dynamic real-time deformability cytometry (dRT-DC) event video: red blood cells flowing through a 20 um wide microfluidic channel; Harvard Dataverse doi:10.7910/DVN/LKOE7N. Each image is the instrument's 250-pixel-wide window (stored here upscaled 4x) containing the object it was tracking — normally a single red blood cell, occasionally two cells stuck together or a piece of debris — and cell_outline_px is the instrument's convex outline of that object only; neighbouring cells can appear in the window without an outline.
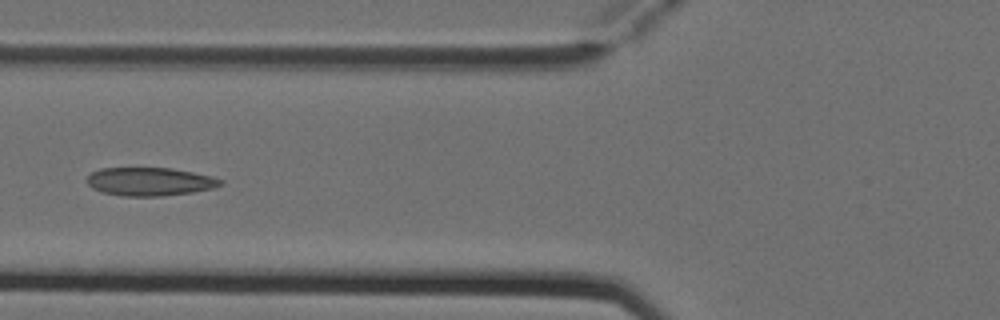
{"species": "Egyptian fruit bat (a non-hibernating species)", "species_latin": "Rousettus aegyptiacus", "temperature_condition": "cold", "stored_images_in_passage": 7, "camera_frame_rate_fps": 3000, "um_per_image_px": 0.085, "animal": {"sex": "female"}, "frame": {"image": 1, "passage_image": 6, "time_ms": 1.667, "image_size_px": [1000, 320], "cell_outline_px": [[224, 184], [212, 188], [192, 192], [164, 196], [124, 196], [100, 192], [92, 188], [84, 180], [92, 172], [100, 168], [172, 168], [192, 172], [224, 180]], "centroid_in_image_um": [12.69, 15.44], "position_along_channel_um": 113.1, "area_um2": 22.08}}
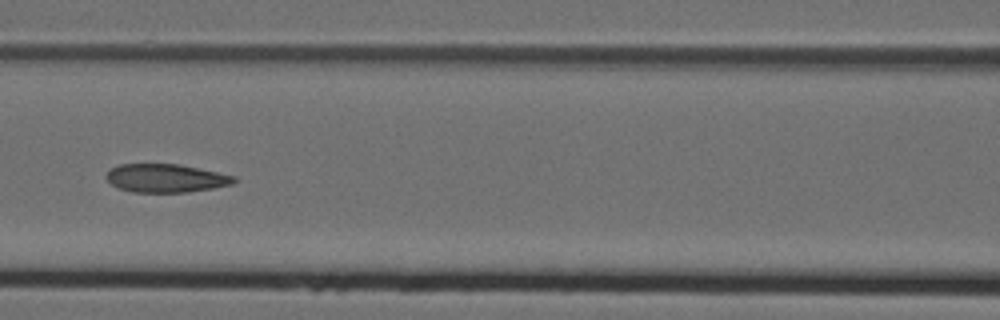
{"frame": {"image": 2, "passage_image": 7, "time_ms": 2.0, "image_size_px": [1000, 320], "cell_outline_px": [[236, 180], [232, 184], [212, 188], [188, 192], [132, 192], [120, 188], [112, 184], [104, 176], [112, 168], [120, 164], [180, 164], [236, 176]], "centroid_in_image_um": [14.1, 15.14], "position_along_channel_um": 152.5, "area_um2": 20.98}}